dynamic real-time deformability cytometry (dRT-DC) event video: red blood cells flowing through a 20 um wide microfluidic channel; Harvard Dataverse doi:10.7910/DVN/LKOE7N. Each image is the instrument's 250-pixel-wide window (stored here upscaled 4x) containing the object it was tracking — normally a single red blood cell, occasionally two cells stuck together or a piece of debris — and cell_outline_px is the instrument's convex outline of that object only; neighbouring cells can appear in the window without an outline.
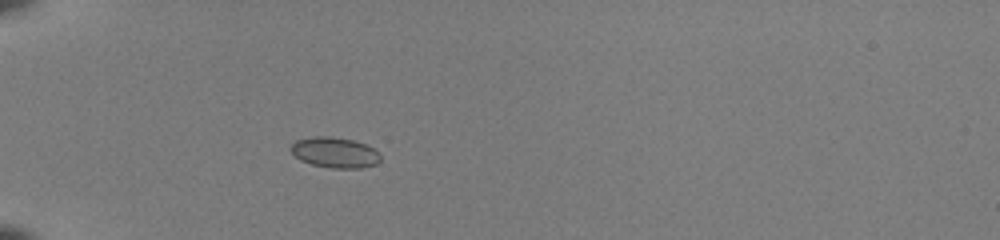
{"species": "common noctule bat (a hibernating species)", "species_latin": "Nyctalus noctula", "temperature_condition": "room temperature", "stored_images_in_passage": 35, "camera_frame_rate_fps": 3000, "um_per_image_px": 0.085, "animal": {"sex": "female", "body_mass_g": 22.0, "forearm_length_mm": 56.7}, "frame": {"image": 1, "passage_image": 1, "time_ms": 0.0, "image_size_px": [1000, 240], "cell_outline_px": [[380, 160], [376, 164], [360, 168], [332, 168], [312, 164], [300, 160], [288, 148], [296, 140], [312, 136], [332, 136], [352, 140], [364, 144], [380, 152]], "centroid_in_image_um": [28.44, 12.95], "position_along_channel_um": 56.6, "area_um2": 15.95}}
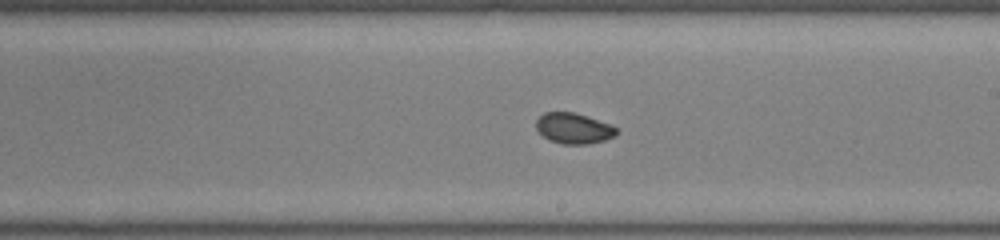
{"frame": {"image": 2, "passage_image": 16, "time_ms": 5.0, "image_size_px": [1000, 240], "cell_outline_px": [[616, 136], [604, 140], [588, 144], [560, 144], [548, 140], [536, 128], [536, 120], [544, 112], [572, 112], [608, 124], [616, 128]], "centroid_in_image_um": [48.72, 10.92], "position_along_channel_um": 240.3, "area_um2": 14.1}}
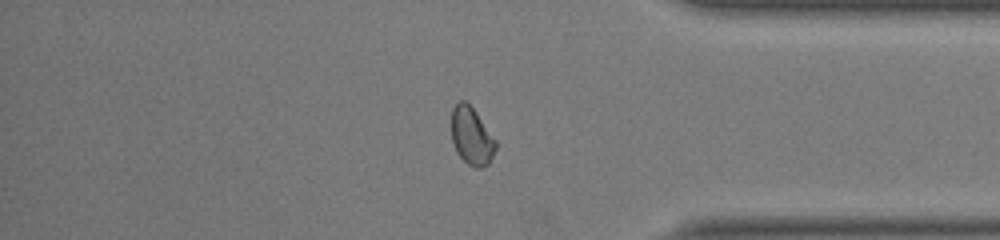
{"frame": {"image": 3, "passage_image": 28, "time_ms": 9.0, "image_size_px": [1000, 240], "cell_outline_px": [[496, 148], [488, 164], [484, 168], [476, 168], [468, 164], [456, 152], [452, 140], [452, 108], [460, 100], [464, 100], [476, 112], [496, 140]], "centroid_in_image_um": [40.09, 11.58], "position_along_channel_um": 395.1, "area_um2": 14.74}, "authors_computed_cell_mechanics": {"area_um2": 14.9124, "velocity_mm_per_s": 4.0964, "shape_relaxation_time_tau1_ms": 6.9693, "shape_relaxation_time_tau2_ms": null, "deformation_change_tau1": 0.1073, "deformation_change_tau2": null}}